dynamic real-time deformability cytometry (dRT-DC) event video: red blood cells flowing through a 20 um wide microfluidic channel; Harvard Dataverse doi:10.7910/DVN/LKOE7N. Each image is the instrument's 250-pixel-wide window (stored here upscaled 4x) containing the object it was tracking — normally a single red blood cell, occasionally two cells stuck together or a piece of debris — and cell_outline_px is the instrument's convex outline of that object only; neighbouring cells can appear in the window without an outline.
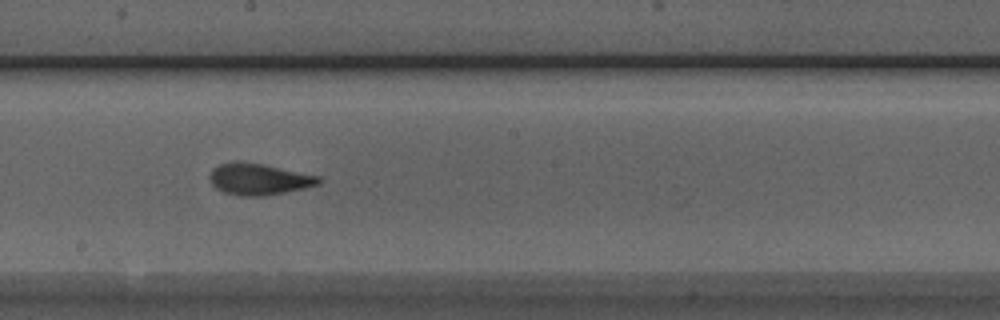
{"species": "Egyptian fruit bat (a non-hibernating species)", "species_latin": "Rousettus aegyptiacus", "temperature_condition": "room temperature", "stored_images_in_passage": 36, "camera_frame_rate_fps": 3000, "um_per_image_px": 0.085, "animal": {"sex": "male"}, "frame": {"image": 1, "passage_image": 16, "time_ms": 5.0, "image_size_px": [1000, 320], "cell_outline_px": [[324, 180], [320, 184], [304, 188], [284, 192], [260, 196], [240, 196], [224, 192], [216, 188], [212, 184], [208, 176], [212, 168], [220, 164], [236, 160], [240, 160], [264, 164], [320, 176]], "centroid_in_image_um": [21.99, 15.21], "position_along_channel_um": 226.2, "area_um2": 20.23}, "authors_computed_cell_mechanics": {"area_um2": 19.8254, "velocity_mm_per_s": 3.9515, "shape_relaxation_time_tau1_ms": 4.1872, "shape_relaxation_time_tau2_ms": 1.3787, "deformation_change_tau1": 0.1325, "deformation_change_tau2": 0.0745}}